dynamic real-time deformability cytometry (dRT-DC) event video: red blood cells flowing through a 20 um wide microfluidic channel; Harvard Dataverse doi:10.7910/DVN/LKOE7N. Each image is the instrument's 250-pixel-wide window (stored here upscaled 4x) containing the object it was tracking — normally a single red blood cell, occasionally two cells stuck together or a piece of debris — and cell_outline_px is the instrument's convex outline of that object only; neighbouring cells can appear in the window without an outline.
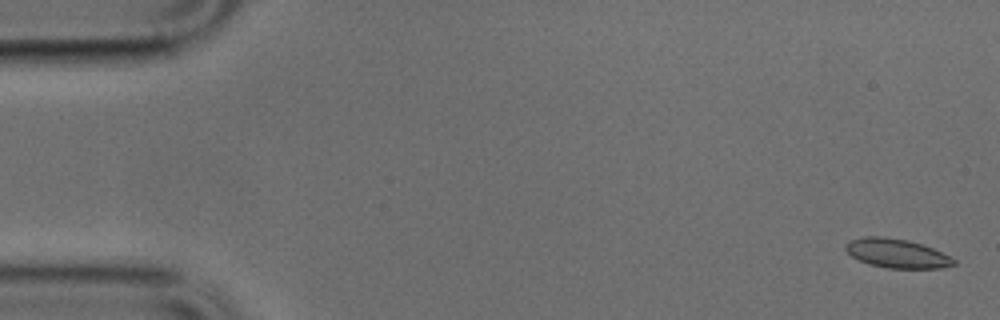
{"species": "common noctule bat (a hibernating species)", "species_latin": "Nyctalus noctula", "temperature_condition": "cold", "stored_images_in_passage": 52, "camera_frame_rate_fps": 3000, "um_per_image_px": 0.085, "animal": {"sex": "male", "body_mass_g": 17.9, "forearm_length_mm": 54.2}, "frame": {"image": 1, "passage_image": 2, "time_ms": 0.333, "image_size_px": [1000, 320], "cell_outline_px": [[956, 264], [940, 268], [888, 268], [868, 264], [852, 256], [844, 248], [844, 244], [848, 240], [864, 236], [884, 236], [908, 240], [932, 248], [956, 260]], "centroid_in_image_um": [76.18, 21.52], "position_along_channel_um": 8.8, "area_um2": 18.26}}
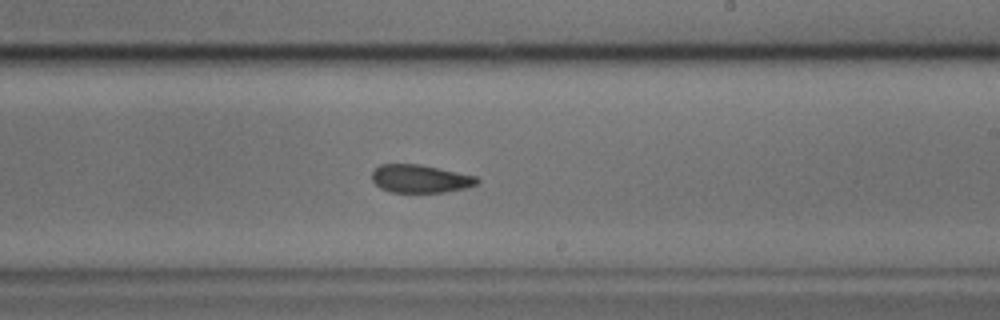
{"frame": {"image": 2, "passage_image": 30, "time_ms": 9.667, "image_size_px": [1000, 320], "cell_outline_px": [[480, 180], [476, 184], [464, 188], [444, 192], [392, 192], [380, 188], [372, 180], [372, 172], [380, 164], [420, 164], [476, 176]], "centroid_in_image_um": [35.7, 15.19], "position_along_channel_um": 253.3, "area_um2": 17.05}}
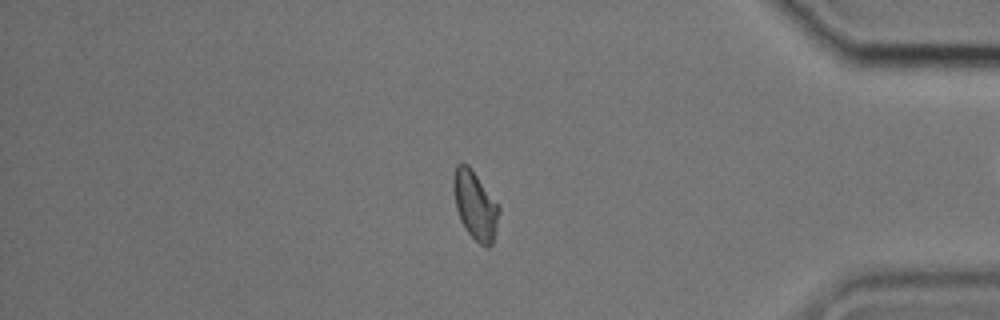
{"frame": {"image": 3, "passage_image": 43, "time_ms": 14.0, "image_size_px": [1000, 320], "cell_outline_px": [[500, 208], [496, 232], [492, 244], [488, 248], [484, 248], [468, 232], [460, 220], [456, 208], [452, 188], [452, 176], [456, 164], [468, 164]], "centroid_in_image_um": [40.37, 17.46], "position_along_channel_um": 394.8, "area_um2": 18.09}}